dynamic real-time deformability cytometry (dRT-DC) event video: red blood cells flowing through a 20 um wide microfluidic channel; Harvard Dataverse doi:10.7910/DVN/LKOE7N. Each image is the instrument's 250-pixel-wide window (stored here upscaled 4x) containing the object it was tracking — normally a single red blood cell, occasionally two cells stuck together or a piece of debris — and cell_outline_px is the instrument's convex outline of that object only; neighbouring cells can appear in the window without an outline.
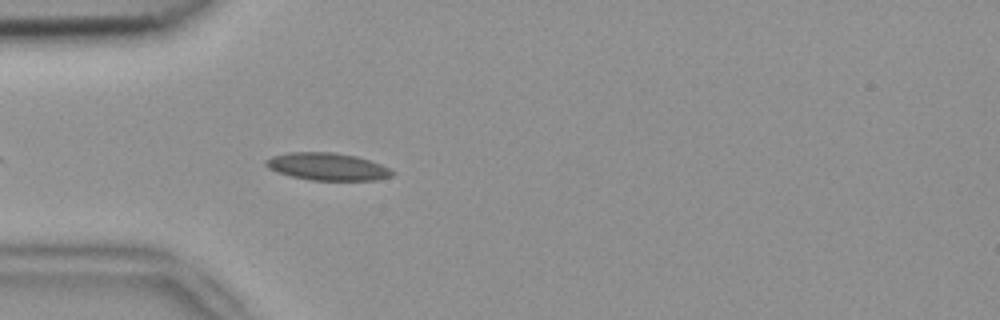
{"species": "common noctule bat (a hibernating species)", "species_latin": "Nyctalus noctula", "temperature_condition": "room temperature", "stored_images_in_passage": 7, "camera_frame_rate_fps": 3000, "um_per_image_px": 0.085, "animal": {"sex": "female", "body_mass_g": 18.4}, "frame": {"image": 1, "passage_image": 1, "time_ms": 0.0, "image_size_px": [1000, 320], "cell_outline_px": [[396, 172], [392, 176], [376, 180], [312, 180], [292, 176], [276, 172], [268, 168], [264, 164], [264, 160], [272, 156], [288, 152], [332, 152], [356, 156], [380, 164]], "centroid_in_image_um": [27.8, 14.16], "position_along_channel_um": 57.2, "area_um2": 20.17}}
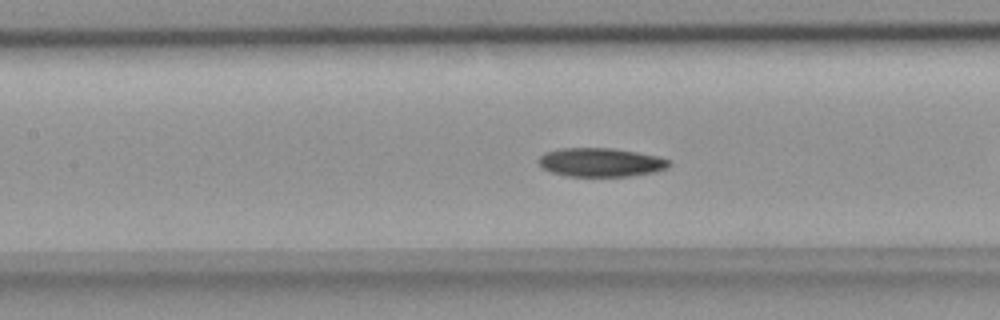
{"frame": {"image": 2, "passage_image": 6, "time_ms": 1.667, "image_size_px": [1000, 320], "cell_outline_px": [[668, 164], [664, 168], [652, 172], [628, 176], [568, 176], [552, 172], [540, 168], [536, 160], [544, 152], [560, 148], [612, 148], [636, 152], [656, 156], [668, 160]], "centroid_in_image_um": [50.94, 13.79], "position_along_channel_um": 156.5, "area_um2": 21.68}}